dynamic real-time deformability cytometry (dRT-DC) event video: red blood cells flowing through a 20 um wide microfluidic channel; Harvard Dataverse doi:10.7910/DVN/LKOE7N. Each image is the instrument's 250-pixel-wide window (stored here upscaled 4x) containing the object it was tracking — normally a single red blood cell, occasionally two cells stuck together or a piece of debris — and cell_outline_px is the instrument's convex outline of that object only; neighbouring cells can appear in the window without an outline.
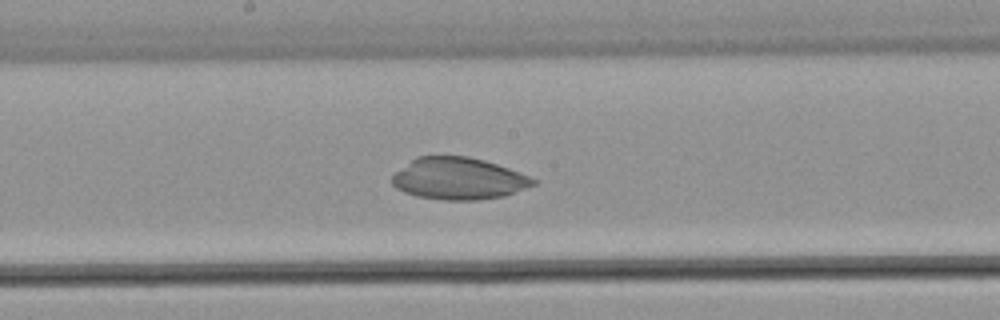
{"species": "common noctule bat (a hibernating species)", "species_latin": "Nyctalus noctula", "temperature_condition": "warm", "stored_images_in_passage": 33, "camera_frame_rate_fps": 3000, "um_per_image_px": 0.085, "animal": {"sex": "male", "body_mass_g": 21.5, "forearm_length_mm": 52.0}, "frame": {"image": 1, "passage_image": 14, "time_ms": 4.333, "image_size_px": [1000, 320], "cell_outline_px": [[536, 184], [504, 196], [476, 200], [444, 200], [416, 196], [404, 192], [396, 188], [392, 184], [392, 176], [396, 172], [416, 156], [468, 156], [484, 160], [508, 168], [528, 176], [536, 180]], "centroid_in_image_um": [38.95, 15.18], "position_along_channel_um": 209.2, "area_um2": 34.28}}
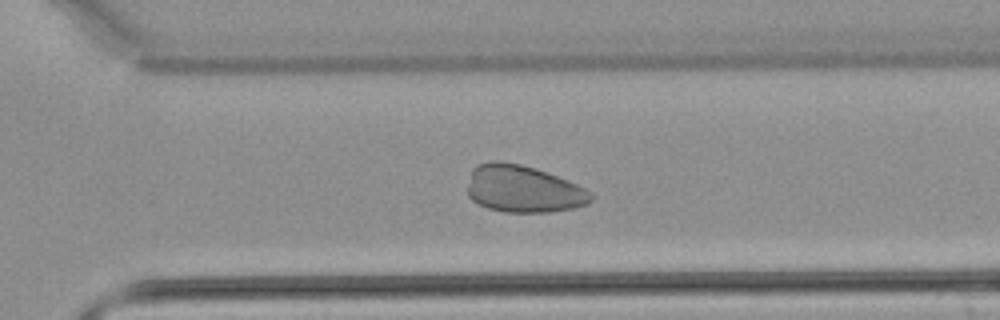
{"frame": {"image": 2, "passage_image": 21, "time_ms": 6.667, "image_size_px": [1000, 320], "cell_outline_px": [[592, 200], [588, 204], [576, 208], [552, 212], [504, 212], [488, 208], [476, 204], [468, 196], [468, 184], [472, 168], [476, 164], [492, 160], [500, 160], [520, 164], [568, 180], [592, 192]], "centroid_in_image_um": [44.45, 16.07], "position_along_channel_um": 326.1, "area_um2": 34.16}}
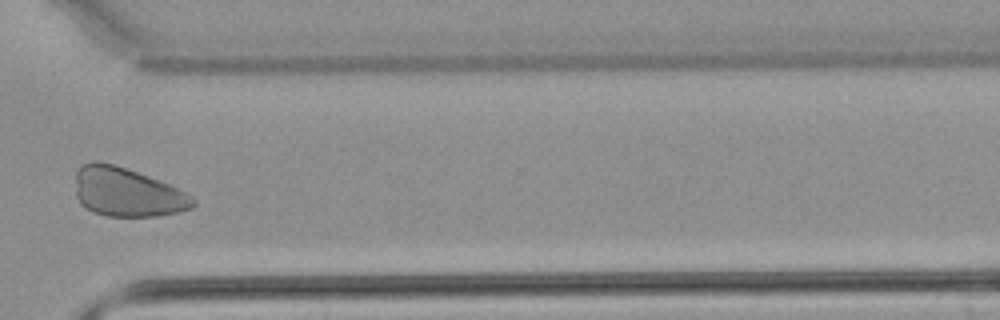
{"frame": {"image": 3, "passage_image": 23, "time_ms": 7.333, "image_size_px": [1000, 320], "cell_outline_px": [[196, 204], [192, 208], [180, 212], [160, 216], [108, 216], [92, 212], [84, 208], [80, 204], [76, 196], [76, 172], [84, 164], [92, 160], [96, 160], [112, 164], [148, 176], [168, 184], [184, 192], [196, 200]], "centroid_in_image_um": [10.78, 16.36], "position_along_channel_um": 359.8, "area_um2": 33.47}}